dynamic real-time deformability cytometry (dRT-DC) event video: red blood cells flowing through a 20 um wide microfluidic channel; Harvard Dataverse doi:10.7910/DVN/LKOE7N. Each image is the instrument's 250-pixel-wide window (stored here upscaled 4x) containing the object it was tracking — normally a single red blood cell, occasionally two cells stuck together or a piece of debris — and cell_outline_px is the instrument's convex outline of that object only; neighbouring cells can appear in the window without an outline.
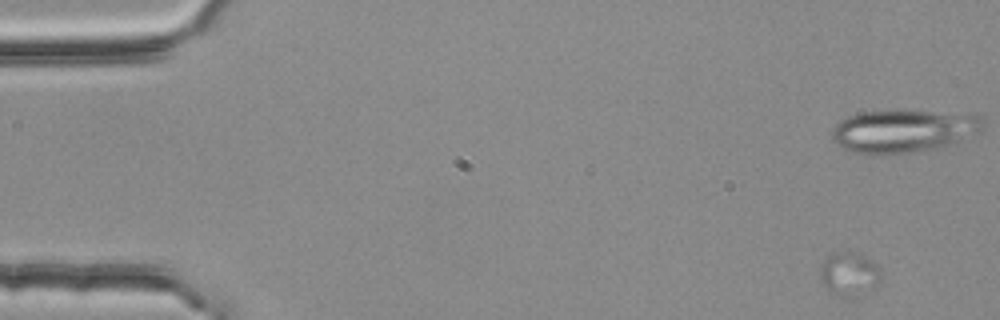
{"species": "common noctule bat (a hibernating species)", "species_latin": "Nyctalus noctula", "temperature_condition": "room temperature", "stored_images_in_passage": 3, "camera_frame_rate_fps": 3000, "um_per_image_px": 0.085, "animal": {"sex": "female", "body_mass_g": 25.1}, "frame": {"image": 1, "passage_image": 1, "time_ms": 0.0, "image_size_px": [1000, 320], "cell_outline_px": [[884, 276], [876, 284], [852, 300], [828, 292], [824, 284], [820, 268], [820, 264], [824, 256], [832, 252], [852, 252], [864, 256], [872, 260], [884, 272]], "centroid_in_image_um": [72.19, 23.29], "position_along_channel_um": 12.8, "area_um2": 15.84}}